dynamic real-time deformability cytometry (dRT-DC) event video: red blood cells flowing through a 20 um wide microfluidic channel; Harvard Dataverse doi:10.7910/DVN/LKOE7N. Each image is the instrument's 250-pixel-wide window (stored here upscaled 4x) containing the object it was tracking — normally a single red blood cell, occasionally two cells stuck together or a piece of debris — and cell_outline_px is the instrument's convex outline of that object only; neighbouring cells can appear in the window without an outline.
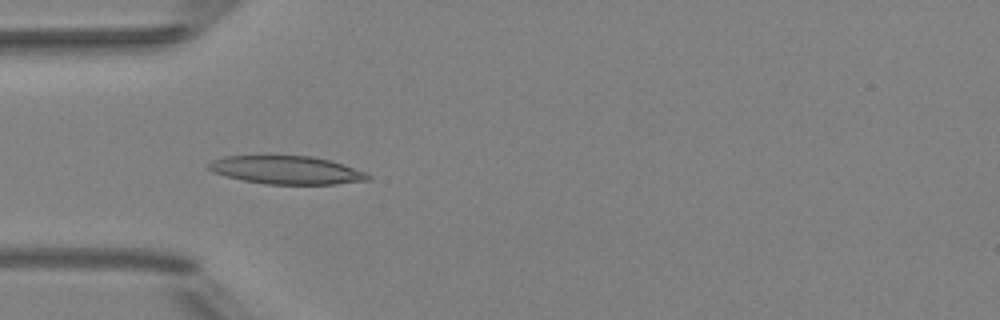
{"species": "Egyptian fruit bat (a non-hibernating species)", "species_latin": "Rousettus aegyptiacus", "temperature_condition": "room temperature", "stored_images_in_passage": 6, "camera_frame_rate_fps": 3000, "um_per_image_px": 0.085, "animal": {"sex": "female"}, "frame": {"image": 1, "passage_image": 4, "time_ms": 3.333, "image_size_px": [1000, 320], "cell_outline_px": [[372, 180], [336, 184], [264, 184], [244, 180], [212, 172], [208, 168], [208, 164], [212, 160], [224, 156], [256, 152], [268, 152], [312, 156], [332, 160], [364, 172], [372, 176]], "centroid_in_image_um": [24.3, 14.39], "position_along_channel_um": 60.7, "area_um2": 27.57}}
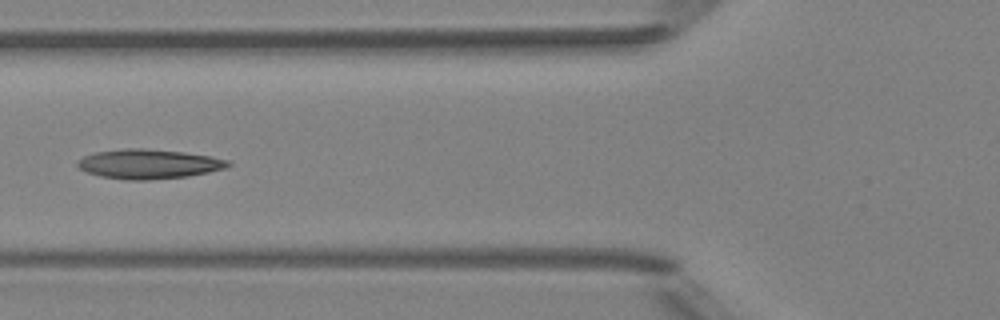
{"frame": {"image": 2, "passage_image": 5, "time_ms": 4.667, "image_size_px": [1000, 320], "cell_outline_px": [[232, 164], [224, 168], [208, 172], [188, 176], [148, 180], [128, 180], [100, 176], [88, 172], [80, 168], [76, 164], [76, 160], [92, 152], [124, 148], [144, 148], [184, 152], [208, 156], [228, 160]], "centroid_in_image_um": [12.59, 13.93], "position_along_channel_um": 113.2, "area_um2": 25.89}}
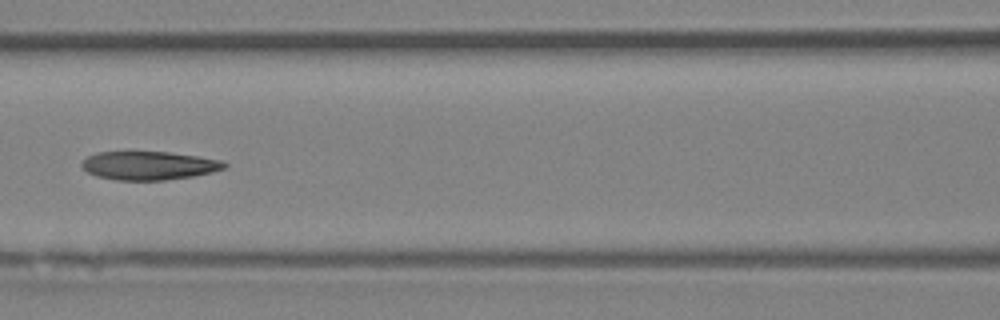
{"frame": {"image": 3, "passage_image": 6, "time_ms": 5.667, "image_size_px": [1000, 320], "cell_outline_px": [[228, 164], [224, 168], [212, 172], [192, 176], [164, 180], [116, 180], [96, 176], [88, 172], [80, 164], [88, 156], [96, 152], [168, 152], [196, 156], [220, 160]], "centroid_in_image_um": [12.64, 14.07], "position_along_channel_um": 154.0, "area_um2": 23.47}}